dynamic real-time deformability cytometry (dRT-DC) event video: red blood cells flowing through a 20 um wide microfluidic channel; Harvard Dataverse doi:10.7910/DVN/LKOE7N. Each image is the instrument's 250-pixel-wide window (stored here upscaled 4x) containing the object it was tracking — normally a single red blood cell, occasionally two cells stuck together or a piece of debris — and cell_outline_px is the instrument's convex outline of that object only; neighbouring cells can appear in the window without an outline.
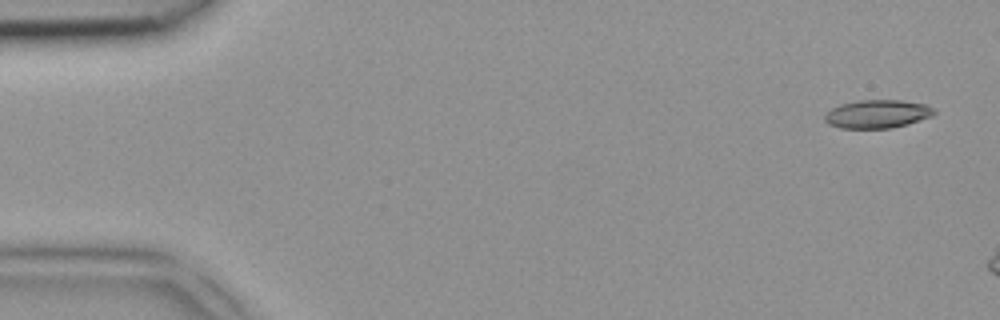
{"species": "common noctule bat (a hibernating species)", "species_latin": "Nyctalus noctula", "temperature_condition": "room temperature", "stored_images_in_passage": 3, "camera_frame_rate_fps": 3000, "um_per_image_px": 0.085, "animal": {"sex": "female", "body_mass_g": 18.4}, "frame": {"image": 1, "passage_image": 1, "time_ms": 0.0, "image_size_px": [1000, 320], "cell_outline_px": [[936, 112], [932, 116], [908, 124], [892, 128], [840, 128], [828, 124], [824, 120], [824, 116], [832, 108], [840, 104], [860, 100], [900, 100], [924, 104], [932, 108]], "centroid_in_image_um": [74.56, 9.69], "position_along_channel_um": 10.4, "area_um2": 17.98}}